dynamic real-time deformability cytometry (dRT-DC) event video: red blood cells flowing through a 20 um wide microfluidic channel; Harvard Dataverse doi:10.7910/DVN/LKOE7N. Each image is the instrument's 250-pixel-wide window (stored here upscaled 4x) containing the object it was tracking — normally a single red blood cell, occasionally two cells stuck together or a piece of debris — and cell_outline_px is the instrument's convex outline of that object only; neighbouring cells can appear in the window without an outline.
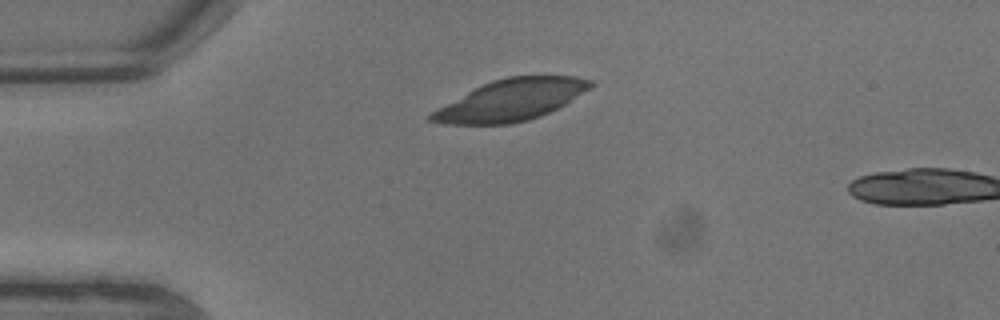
{"species": "common noctule bat (a hibernating species)", "species_latin": "Nyctalus noctula", "temperature_condition": "warm", "stored_images_in_passage": 2, "camera_frame_rate_fps": 3000, "um_per_image_px": 0.085, "animal": {"sex": "male", "body_mass_g": 13.3}, "frame": {"image": 1, "passage_image": 1, "time_ms": 0.0, "image_size_px": [1000, 320], "cell_outline_px": [[596, 84], [592, 88], [564, 104], [540, 116], [528, 120], [512, 124], [444, 124], [428, 120], [428, 116], [432, 112], [468, 92], [492, 80], [508, 76], [572, 76], [592, 80]], "centroid_in_image_um": [43.48, 8.5], "position_along_channel_um": 41.5, "area_um2": 37.8}}